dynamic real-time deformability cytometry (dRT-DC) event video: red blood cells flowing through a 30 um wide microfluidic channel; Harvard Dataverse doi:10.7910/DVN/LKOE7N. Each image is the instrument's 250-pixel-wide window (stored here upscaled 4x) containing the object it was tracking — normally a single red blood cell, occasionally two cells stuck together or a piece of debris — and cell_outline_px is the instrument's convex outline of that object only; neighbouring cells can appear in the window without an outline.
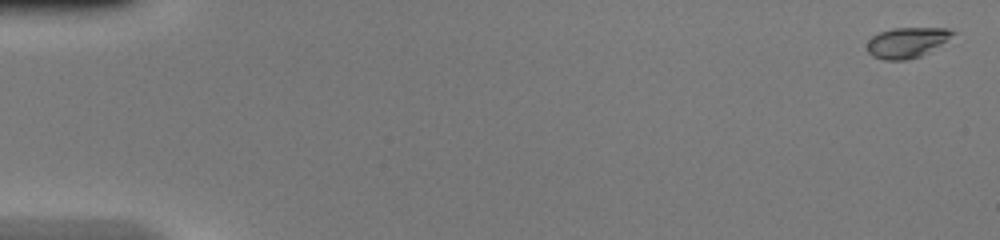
{"species": "common noctule bat (a hibernating species)", "species_latin": "Nyctalus noctula", "temperature_condition": "warm", "stored_images_in_passage": 50, "camera_frame_rate_fps": 3000, "um_per_image_px": 0.085, "animal": {"sex": "female", "body_mass_g": 20.0, "forearm_length_mm": 54.0}, "frame": {"image": 1, "passage_image": 2, "time_ms": 0.333, "image_size_px": [1000, 240], "cell_outline_px": [[956, 32], [940, 44], [928, 52], [920, 56], [908, 60], [884, 60], [872, 56], [868, 52], [868, 40], [872, 36], [880, 32], [892, 28], [948, 28]], "centroid_in_image_um": [77.05, 3.61], "position_along_channel_um": 8.0, "area_um2": 14.97}}
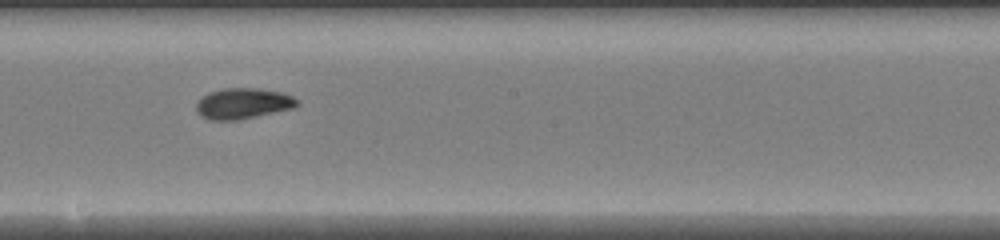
{"frame": {"image": 2, "passage_image": 29, "time_ms": 9.333, "image_size_px": [1000, 240], "cell_outline_px": [[300, 104], [292, 108], [240, 120], [208, 120], [200, 116], [196, 112], [196, 104], [208, 92], [224, 88], [260, 88], [280, 92], [292, 96], [300, 100]], "centroid_in_image_um": [20.65, 8.8], "position_along_channel_um": 227.5, "area_um2": 18.21}}
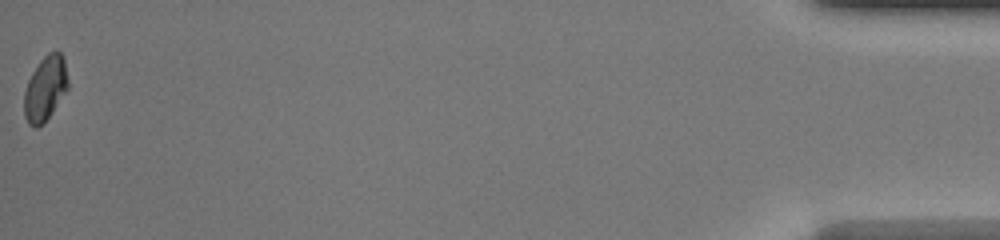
{"frame": {"image": 3, "passage_image": 50, "time_ms": 16.333, "image_size_px": [1000, 240], "cell_outline_px": [[68, 88], [52, 112], [36, 128], [28, 124], [24, 116], [24, 92], [28, 80], [32, 72], [40, 60], [48, 52], [60, 52], [64, 56], [68, 80]], "centroid_in_image_um": [3.84, 7.49], "position_along_channel_um": 431.4, "area_um2": 16.42}, "authors_computed_cell_mechanics": {"area_um2": 16.8487, "velocity_mm_per_s": 4.2695, "shape_relaxation_time_tau1_ms": 4.0147, "shape_relaxation_time_tau2_ms": null, "deformation_change_tau1": 0.1773, "deformation_change_tau2": null}}